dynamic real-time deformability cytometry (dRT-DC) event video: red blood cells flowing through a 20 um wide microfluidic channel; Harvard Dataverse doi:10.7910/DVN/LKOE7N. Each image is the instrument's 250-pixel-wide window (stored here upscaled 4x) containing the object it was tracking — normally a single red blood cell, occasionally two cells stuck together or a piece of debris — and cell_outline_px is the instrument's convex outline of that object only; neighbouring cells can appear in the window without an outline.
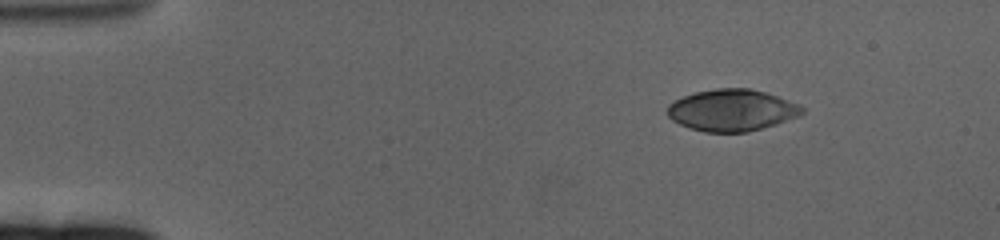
{"species": "human", "species_latin": "Homo sapiens", "temperature_condition": "cold", "stored_images_in_passage": 55, "camera_frame_rate_fps": 3000, "um_per_image_px": 0.085, "donor": {"sex": "female"}, "frame": {"image": 1, "passage_image": 1, "time_ms": 0.0, "image_size_px": [1000, 240], "cell_outline_px": [[804, 112], [796, 116], [776, 124], [748, 132], [704, 132], [688, 128], [672, 120], [668, 116], [668, 104], [684, 96], [696, 92], [716, 88], [748, 88], [764, 92], [800, 104], [804, 108]], "centroid_in_image_um": [62.19, 9.37], "position_along_channel_um": 22.8, "area_um2": 32.54}}
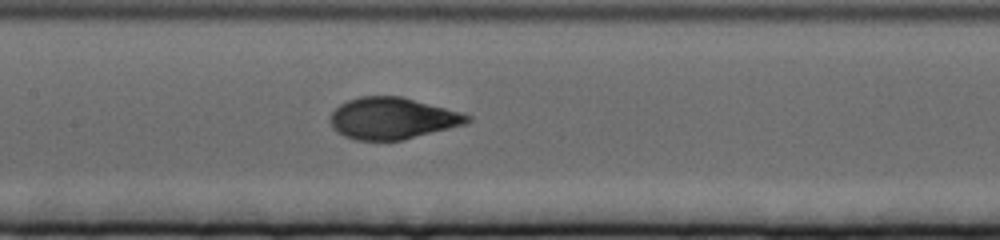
{"frame": {"image": 2, "passage_image": 23, "time_ms": 7.333, "image_size_px": [1000, 240], "cell_outline_px": [[472, 120], [464, 124], [404, 140], [356, 140], [344, 136], [336, 132], [332, 128], [332, 112], [340, 104], [348, 100], [360, 96], [400, 96], [460, 112], [472, 116]], "centroid_in_image_um": [33.34, 10.06], "position_along_channel_um": 174.1, "area_um2": 32.95}}
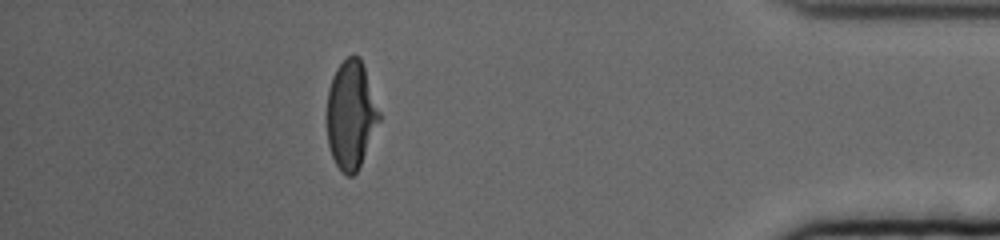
{"frame": {"image": 3, "passage_image": 48, "time_ms": 15.667, "image_size_px": [1000, 240], "cell_outline_px": [[380, 120], [360, 164], [356, 172], [352, 176], [348, 176], [336, 164], [332, 156], [328, 144], [328, 88], [332, 76], [336, 68], [348, 56], [360, 56], [380, 112]], "centroid_in_image_um": [29.83, 9.73], "position_along_channel_um": 405.4, "area_um2": 32.37}, "authors_computed_cell_mechanics": {"area_um2": 33.524, "velocity_mm_per_s": 3.2758, "shape_relaxation_time_tau1_ms": 4.6423, "shape_relaxation_time_tau2_ms": null, "deformation_change_tau1": 0.2157, "deformation_change_tau2": null}}